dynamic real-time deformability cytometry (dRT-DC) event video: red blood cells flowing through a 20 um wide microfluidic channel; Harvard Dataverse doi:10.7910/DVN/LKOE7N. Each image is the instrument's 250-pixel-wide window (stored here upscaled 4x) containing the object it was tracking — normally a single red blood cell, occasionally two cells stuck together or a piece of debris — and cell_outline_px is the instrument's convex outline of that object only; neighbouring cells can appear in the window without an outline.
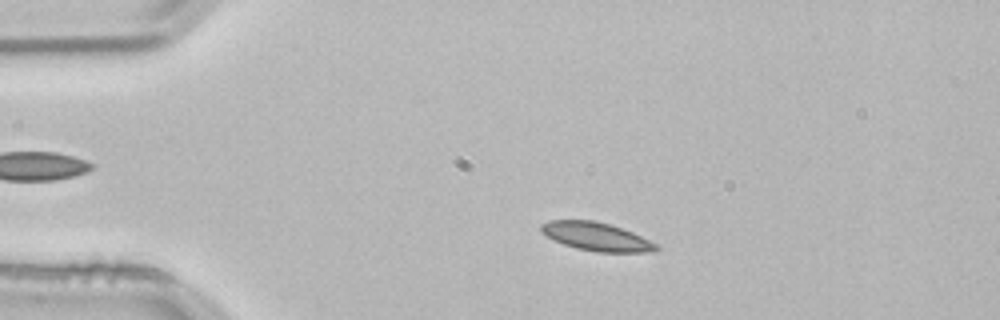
{"species": "common noctule bat (a hibernating species)", "species_latin": "Nyctalus noctula", "temperature_condition": "room temperature", "stored_images_in_passage": 50, "camera_frame_rate_fps": 3000, "um_per_image_px": 0.085, "animal": {"sex": "male", "body_mass_g": 21.5, "forearm_length_mm": 52.0}, "frame": {"image": 1, "passage_image": 9, "time_ms": 2.667, "image_size_px": [1000, 320], "cell_outline_px": [[660, 248], [644, 252], [596, 252], [576, 248], [564, 244], [540, 232], [540, 224], [548, 220], [592, 220], [608, 224], [632, 232], [656, 244]], "centroid_in_image_um": [50.63, 20.1], "position_along_channel_um": 34.4, "area_um2": 18.67}}
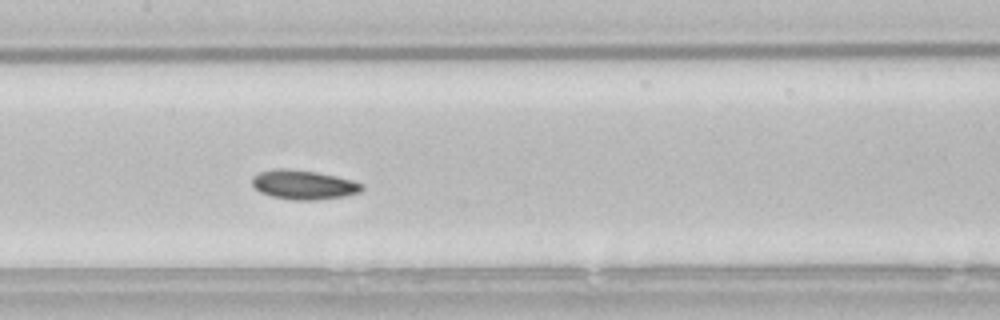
{"frame": {"image": 2, "passage_image": 24, "time_ms": 7.667, "image_size_px": [1000, 320], "cell_outline_px": [[364, 188], [360, 192], [344, 196], [316, 200], [292, 200], [272, 196], [260, 192], [252, 184], [252, 176], [260, 172], [276, 168], [284, 168], [316, 172], [336, 176], [352, 180], [364, 184]], "centroid_in_image_um": [25.81, 15.7], "position_along_channel_um": 181.6, "area_um2": 18.73}}
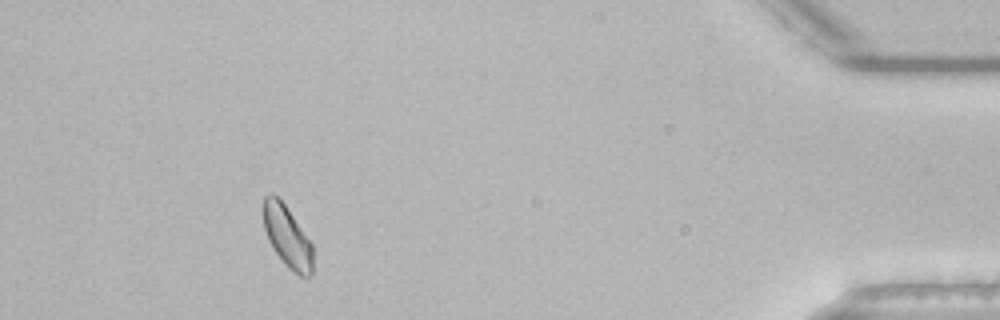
{"frame": {"image": 3, "passage_image": 47, "time_ms": 15.333, "image_size_px": [1000, 320], "cell_outline_px": [[312, 276], [300, 276], [292, 272], [284, 264], [268, 240], [264, 228], [264, 196], [272, 192], [284, 204], [312, 244]], "centroid_in_image_um": [24.41, 20.14], "position_along_channel_um": 410.8, "area_um2": 17.46}}